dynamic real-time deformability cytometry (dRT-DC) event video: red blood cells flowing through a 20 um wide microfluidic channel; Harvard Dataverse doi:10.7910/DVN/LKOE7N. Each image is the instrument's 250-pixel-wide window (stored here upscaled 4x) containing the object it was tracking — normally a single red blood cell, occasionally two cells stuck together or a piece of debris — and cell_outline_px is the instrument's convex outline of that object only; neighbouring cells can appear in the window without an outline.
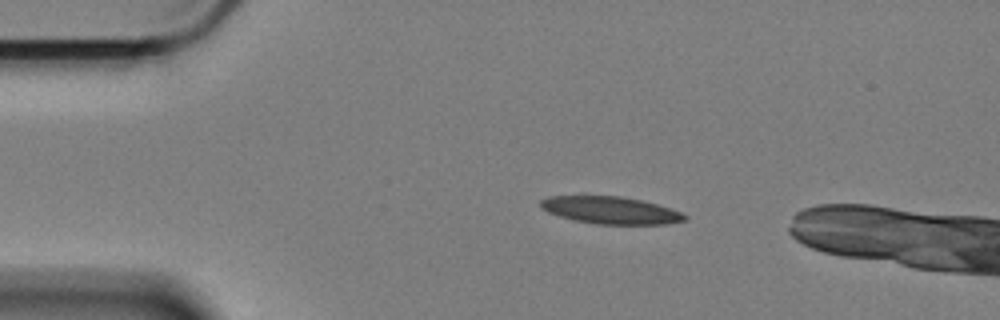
{"species": "Egyptian fruit bat (a non-hibernating species)", "species_latin": "Rousettus aegyptiacus", "temperature_condition": "cold", "stored_images_in_passage": 7, "camera_frame_rate_fps": 3000, "um_per_image_px": 0.085, "animal": {"sex": "female"}, "frame": {"image": 1, "passage_image": 1, "time_ms": 0.0, "image_size_px": [1000, 320], "cell_outline_px": [[688, 216], [684, 220], [668, 224], [596, 224], [576, 220], [560, 216], [548, 212], [540, 208], [540, 200], [548, 196], [584, 192], [620, 196], [640, 200], [672, 208]], "centroid_in_image_um": [51.79, 17.81], "position_along_channel_um": 33.2, "area_um2": 23.81}}